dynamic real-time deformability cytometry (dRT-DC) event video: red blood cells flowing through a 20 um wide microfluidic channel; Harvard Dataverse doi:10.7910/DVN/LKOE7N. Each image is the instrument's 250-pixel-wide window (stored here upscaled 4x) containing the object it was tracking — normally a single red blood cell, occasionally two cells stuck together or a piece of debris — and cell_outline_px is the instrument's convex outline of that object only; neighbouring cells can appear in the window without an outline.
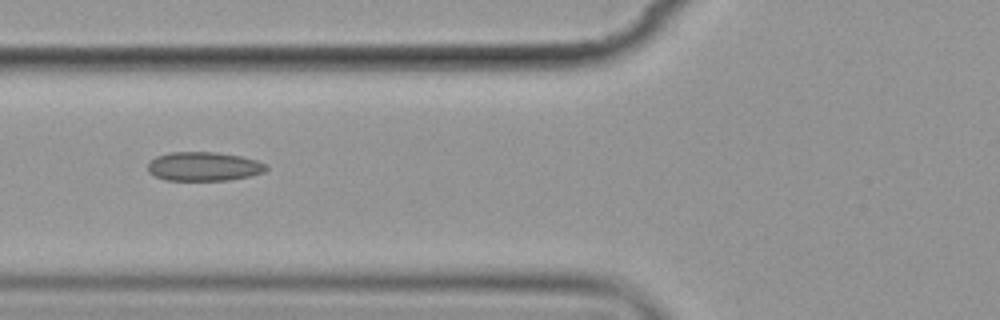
{"species": "common noctule bat (a hibernating species)", "species_latin": "Nyctalus noctula", "temperature_condition": "cold", "stored_images_in_passage": 6, "camera_frame_rate_fps": 3000, "um_per_image_px": 0.085, "animal": {"sex": "female", "body_mass_g": 19.9}, "frame": {"image": 1, "passage_image": 3, "time_ms": 2.333, "image_size_px": [1000, 320], "cell_outline_px": [[268, 168], [264, 172], [248, 176], [228, 180], [164, 180], [148, 172], [148, 164], [156, 156], [168, 152], [216, 152], [240, 156], [256, 160], [264, 164]], "centroid_in_image_um": [17.29, 14.14], "position_along_channel_um": 108.5, "area_um2": 19.88}}
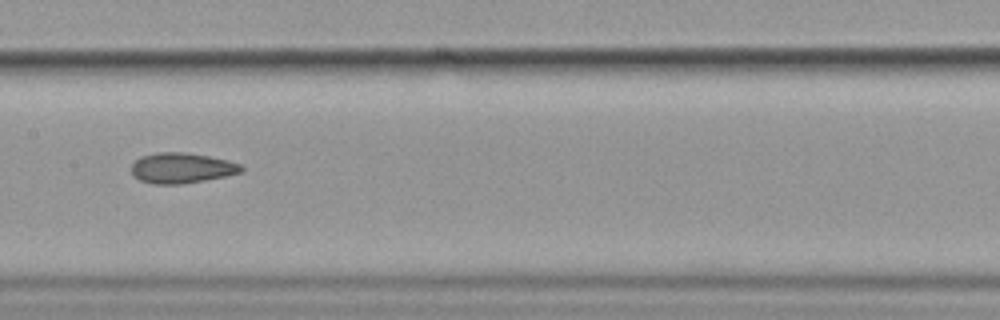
{"frame": {"image": 2, "passage_image": 5, "time_ms": 4.667, "image_size_px": [1000, 320], "cell_outline_px": [[244, 172], [204, 180], [180, 184], [152, 184], [140, 180], [132, 176], [132, 164], [140, 156], [160, 152], [188, 152], [228, 160], [240, 164], [244, 168]], "centroid_in_image_um": [15.44, 14.28], "position_along_channel_um": 192.0, "area_um2": 19.54}}
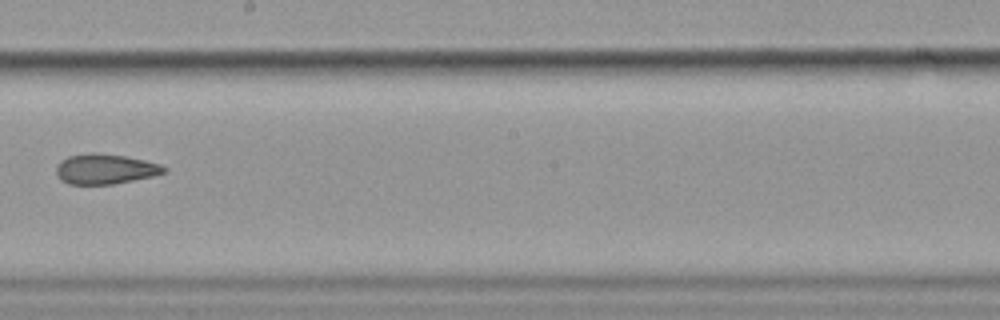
{"frame": {"image": 3, "passage_image": 6, "time_ms": 6.0, "image_size_px": [1000, 320], "cell_outline_px": [[168, 172], [152, 176], [112, 184], [68, 184], [60, 180], [56, 172], [56, 168], [60, 160], [68, 156], [92, 152], [96, 152], [124, 156], [144, 160], [160, 164], [168, 168]], "centroid_in_image_um": [8.93, 14.36], "position_along_channel_um": 239.3, "area_um2": 18.96}}